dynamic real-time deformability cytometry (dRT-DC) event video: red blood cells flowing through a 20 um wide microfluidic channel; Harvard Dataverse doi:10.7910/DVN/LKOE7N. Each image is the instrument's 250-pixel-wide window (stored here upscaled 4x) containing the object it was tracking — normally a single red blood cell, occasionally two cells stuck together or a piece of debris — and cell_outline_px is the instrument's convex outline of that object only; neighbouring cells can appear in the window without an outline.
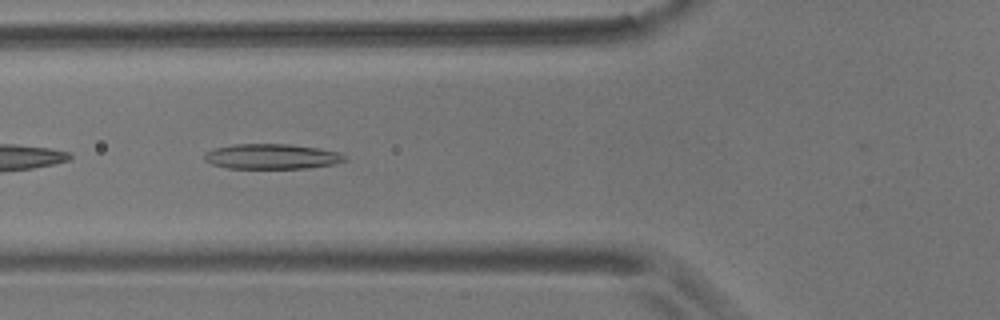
{"species": "common noctule bat (a hibernating species)", "species_latin": "Nyctalus noctula", "temperature_condition": "room temperature", "stored_images_in_passage": 22, "camera_frame_rate_fps": 3000, "um_per_image_px": 0.085, "animal": {"sex": "male", "body_mass_g": 17.9}, "frame": {"image": 1, "passage_image": 19, "time_ms": 6.0, "image_size_px": [1000, 320], "cell_outline_px": [[348, 160], [336, 164], [308, 168], [228, 168], [212, 164], [204, 160], [204, 156], [208, 152], [216, 148], [236, 144], [288, 144], [320, 148], [340, 152]], "centroid_in_image_um": [23.17, 13.3], "position_along_channel_um": 102.6, "area_um2": 20.52}}